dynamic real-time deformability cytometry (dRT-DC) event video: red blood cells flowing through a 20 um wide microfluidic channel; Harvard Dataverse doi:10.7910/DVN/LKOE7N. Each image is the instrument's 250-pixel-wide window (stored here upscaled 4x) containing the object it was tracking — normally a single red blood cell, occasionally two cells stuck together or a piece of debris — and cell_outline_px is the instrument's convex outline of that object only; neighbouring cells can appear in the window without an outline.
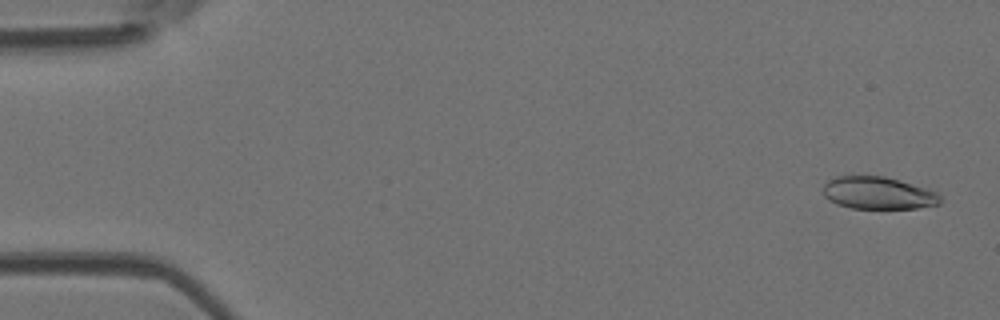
{"species": "Egyptian fruit bat (a non-hibernating species)", "species_latin": "Rousettus aegyptiacus", "temperature_condition": "room temperature", "stored_images_in_passage": 48, "camera_frame_rate_fps": 3000, "um_per_image_px": 0.085, "animal": {"sex": "female"}, "frame": {"image": 1, "passage_image": 2, "time_ms": 0.333, "image_size_px": [1000, 320], "cell_outline_px": [[944, 200], [940, 204], [916, 208], [852, 208], [836, 204], [828, 200], [824, 196], [824, 184], [828, 180], [836, 176], [852, 172], [884, 176], [900, 180], [936, 192]], "centroid_in_image_um": [74.58, 16.36], "position_along_channel_um": 10.4, "area_um2": 22.77}}
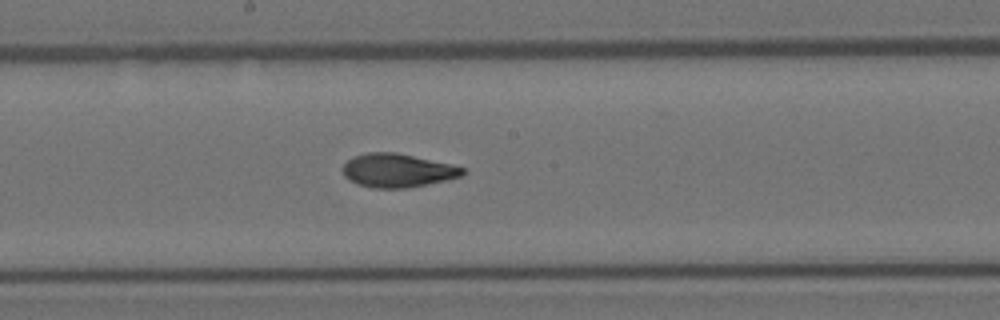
{"frame": {"image": 2, "passage_image": 26, "time_ms": 8.333, "image_size_px": [1000, 320], "cell_outline_px": [[468, 172], [460, 176], [448, 180], [408, 188], [372, 188], [356, 184], [348, 180], [344, 176], [344, 164], [348, 160], [356, 156], [368, 152], [396, 152], [452, 164], [464, 168]], "centroid_in_image_um": [33.82, 14.5], "position_along_channel_um": 214.4, "area_um2": 23.58}}
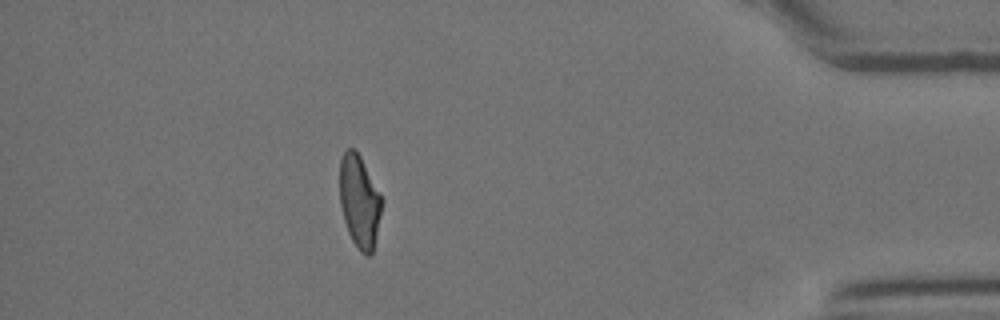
{"frame": {"image": 3, "passage_image": 43, "time_ms": 14.0, "image_size_px": [1000, 320], "cell_outline_px": [[384, 200], [372, 252], [368, 256], [364, 256], [356, 248], [348, 232], [344, 220], [340, 204], [340, 160], [344, 152], [348, 148], [352, 148], [360, 156], [380, 192]], "centroid_in_image_um": [30.56, 17.14], "position_along_channel_um": 404.6, "area_um2": 22.72}, "authors_computed_cell_mechanics": {"area_um2": 23.409, "velocity_mm_per_s": 4.1915, "shape_relaxation_time_tau1_ms": 5.4898, "shape_relaxation_time_tau2_ms": 1.9915, "deformation_change_tau1": 0.2005, "deformation_change_tau2": 0.084}}